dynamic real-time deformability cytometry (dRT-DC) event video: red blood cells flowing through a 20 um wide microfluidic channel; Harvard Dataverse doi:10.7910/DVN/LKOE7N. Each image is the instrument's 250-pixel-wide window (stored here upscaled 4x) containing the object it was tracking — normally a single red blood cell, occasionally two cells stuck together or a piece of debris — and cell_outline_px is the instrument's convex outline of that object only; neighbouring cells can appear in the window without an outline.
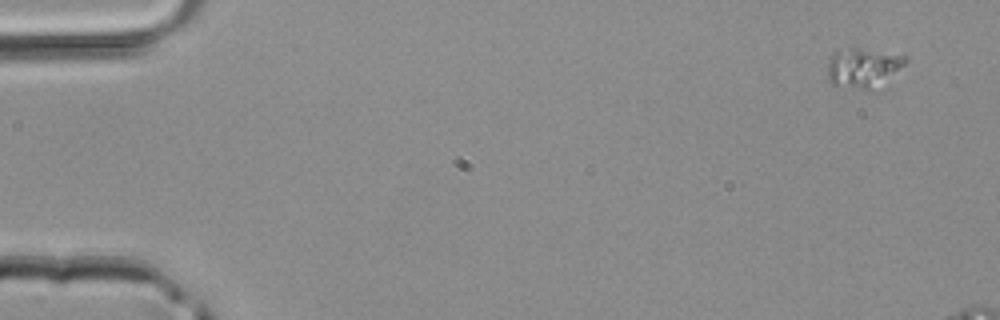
{"species": "common noctule bat (a hibernating species)", "species_latin": "Nyctalus noctula", "temperature_condition": "room temperature", "stored_images_in_passage": 5, "camera_frame_rate_fps": 3000, "um_per_image_px": 0.085, "animal": {"sex": "male", "body_mass_g": 20.4}, "frame": {"image": 1, "passage_image": 1, "time_ms": 0.0, "image_size_px": [1000, 320], "cell_outline_px": [[908, 60], [904, 64], [868, 92], [832, 84], [828, 80], [828, 60], [836, 52], [852, 48], [908, 56]], "centroid_in_image_um": [73.31, 5.79], "position_along_channel_um": 11.7, "area_um2": 17.28}}